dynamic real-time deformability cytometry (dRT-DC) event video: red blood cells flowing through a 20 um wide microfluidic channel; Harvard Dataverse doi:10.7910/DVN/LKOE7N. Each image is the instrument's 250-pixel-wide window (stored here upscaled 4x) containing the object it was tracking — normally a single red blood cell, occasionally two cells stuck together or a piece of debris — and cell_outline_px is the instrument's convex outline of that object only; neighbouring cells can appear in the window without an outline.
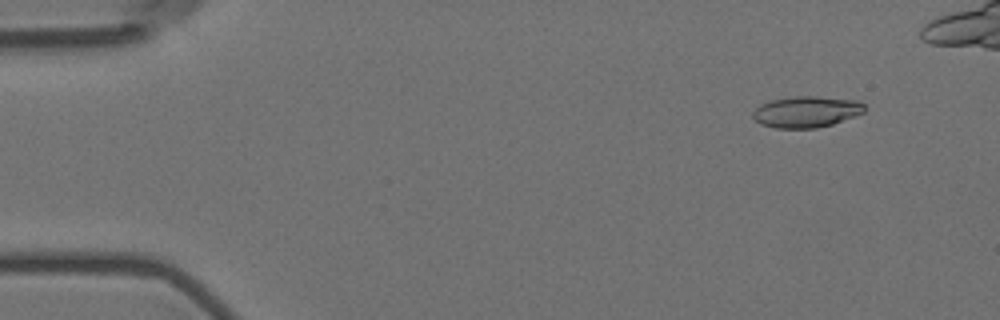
{"species": "Egyptian fruit bat (a non-hibernating species)", "species_latin": "Rousettus aegyptiacus", "temperature_condition": "room temperature", "stored_images_in_passage": 6, "camera_frame_rate_fps": 3000, "um_per_image_px": 0.085, "animal": {"sex": "female"}, "frame": {"image": 1, "passage_image": 2, "time_ms": 0.333, "image_size_px": [1000, 320], "cell_outline_px": [[864, 112], [832, 124], [816, 128], [776, 128], [760, 124], [752, 116], [752, 112], [760, 104], [772, 100], [796, 96], [816, 96], [856, 100], [864, 104]], "centroid_in_image_um": [68.51, 9.5], "position_along_channel_um": 16.5, "area_um2": 20.17}}